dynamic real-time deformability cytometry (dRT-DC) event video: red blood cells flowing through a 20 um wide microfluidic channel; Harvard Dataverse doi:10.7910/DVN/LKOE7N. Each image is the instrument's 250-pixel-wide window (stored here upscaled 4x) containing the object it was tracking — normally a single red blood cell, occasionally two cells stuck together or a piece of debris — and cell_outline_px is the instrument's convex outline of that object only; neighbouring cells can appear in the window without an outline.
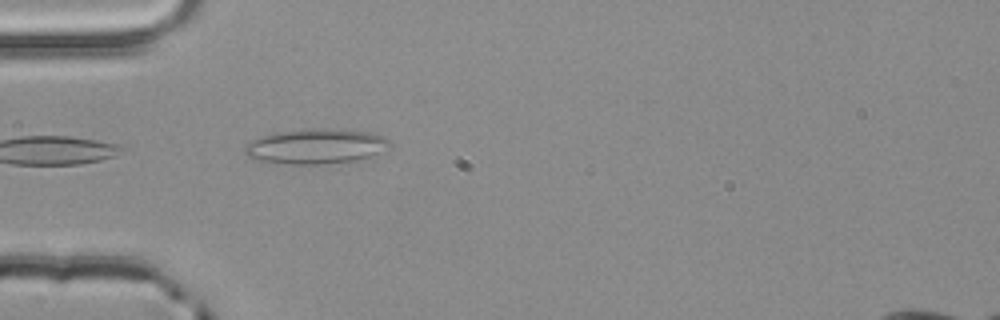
{"species": "common noctule bat (a hibernating species)", "species_latin": "Nyctalus noctula", "temperature_condition": "room temperature", "stored_images_in_passage": 22, "camera_frame_rate_fps": 3000, "um_per_image_px": 0.085, "animal": {"sex": "male", "body_mass_g": 20.4}, "frame": {"image": 1, "passage_image": 1, "time_ms": 0.0, "image_size_px": [1000, 320], "cell_outline_px": [[392, 144], [372, 156], [352, 160], [324, 164], [288, 164], [252, 160], [244, 152], [244, 148], [252, 140], [260, 136], [276, 132], [304, 128], [340, 128], [368, 132], [384, 136]], "centroid_in_image_um": [26.81, 12.42], "position_along_channel_um": 58.2, "area_um2": 29.82}}